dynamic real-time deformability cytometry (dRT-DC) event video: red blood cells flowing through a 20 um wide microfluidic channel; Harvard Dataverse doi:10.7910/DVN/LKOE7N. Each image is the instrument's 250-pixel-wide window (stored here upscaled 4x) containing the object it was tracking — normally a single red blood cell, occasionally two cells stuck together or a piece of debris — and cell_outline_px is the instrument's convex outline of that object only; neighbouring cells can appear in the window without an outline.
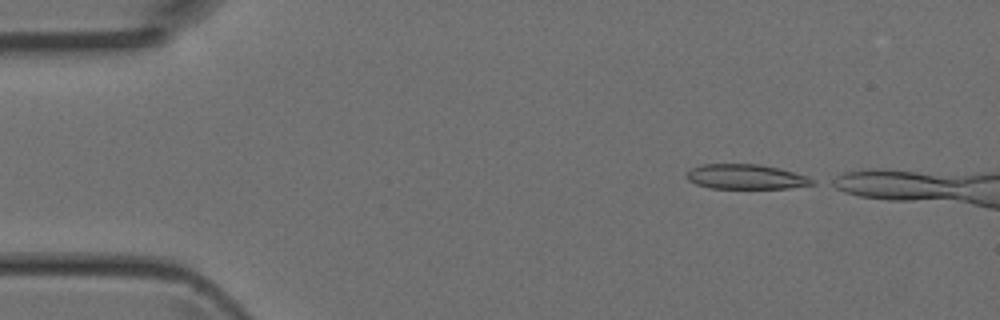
{"species": "Egyptian fruit bat (a non-hibernating species)", "species_latin": "Rousettus aegyptiacus", "temperature_condition": "room temperature", "stored_images_in_passage": 3, "camera_frame_rate_fps": 3000, "um_per_image_px": 0.085, "animal": {"sex": "female"}, "frame": {"image": 1, "passage_image": 1, "time_ms": 0.0, "image_size_px": [1000, 320], "cell_outline_px": [[816, 184], [788, 188], [708, 188], [696, 184], [688, 180], [684, 176], [692, 168], [704, 164], [756, 164], [780, 168], [808, 176], [816, 180]], "centroid_in_image_um": [63.42, 15.03], "position_along_channel_um": 21.6, "area_um2": 18.26}}